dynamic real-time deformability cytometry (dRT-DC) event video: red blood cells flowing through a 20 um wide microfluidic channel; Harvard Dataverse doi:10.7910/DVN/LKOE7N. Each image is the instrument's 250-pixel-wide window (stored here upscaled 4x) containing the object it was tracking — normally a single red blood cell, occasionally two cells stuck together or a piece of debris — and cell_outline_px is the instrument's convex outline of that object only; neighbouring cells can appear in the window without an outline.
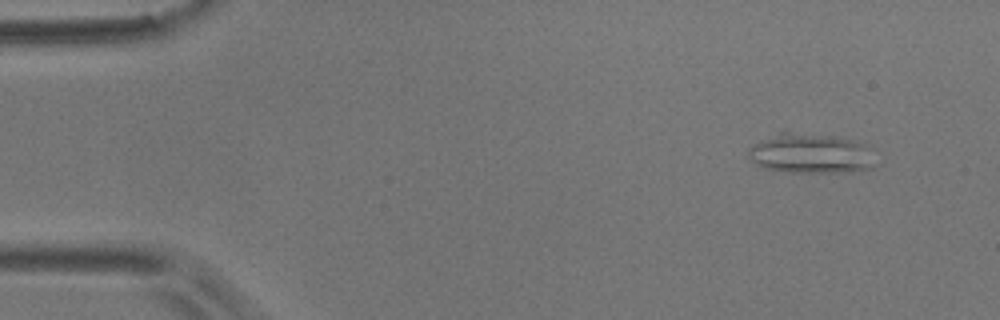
{"species": "common noctule bat (a hibernating species)", "species_latin": "Nyctalus noctula", "temperature_condition": "room temperature", "stored_images_in_passage": 4, "camera_frame_rate_fps": 3000, "um_per_image_px": 0.085, "animal": {"sex": "male", "body_mass_g": 17.9}, "frame": {"image": 1, "passage_image": 1, "time_ms": 0.0, "image_size_px": [1000, 320], "cell_outline_px": [[876, 164], [872, 168], [848, 172], [788, 172], [764, 168], [756, 164], [748, 156], [748, 148], [752, 144], [784, 128], [832, 136], [852, 140], [864, 144], [868, 148]], "centroid_in_image_um": [68.84, 13.01], "position_along_channel_um": 16.2, "area_um2": 30.23}}